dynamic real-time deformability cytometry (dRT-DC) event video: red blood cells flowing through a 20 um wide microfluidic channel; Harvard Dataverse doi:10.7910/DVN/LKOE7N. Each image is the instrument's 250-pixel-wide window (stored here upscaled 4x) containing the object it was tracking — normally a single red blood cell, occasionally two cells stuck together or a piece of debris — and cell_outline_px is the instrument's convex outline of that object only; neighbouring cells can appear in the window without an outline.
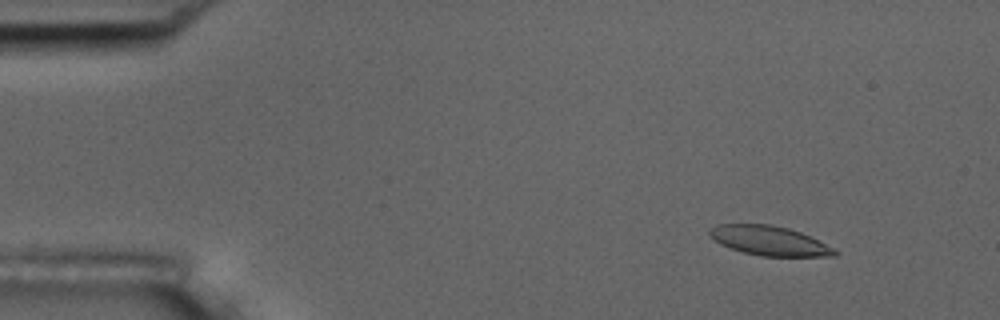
{"species": "common noctule bat (a hibernating species)", "species_latin": "Nyctalus noctula", "temperature_condition": "room temperature", "stored_images_in_passage": 56, "camera_frame_rate_fps": 3000, "um_per_image_px": 0.085, "animal": {"sex": "male", "body_mass_g": 17.5, "forearm_length_mm": 52.3}, "frame": {"image": 1, "passage_image": 7, "time_ms": 2.0, "image_size_px": [1000, 320], "cell_outline_px": [[840, 252], [836, 256], [760, 256], [744, 252], [720, 244], [708, 236], [708, 228], [716, 224], [772, 224], [788, 228], [800, 232]], "centroid_in_image_um": [65.32, 20.45], "position_along_channel_um": 19.7, "area_um2": 21.39}}
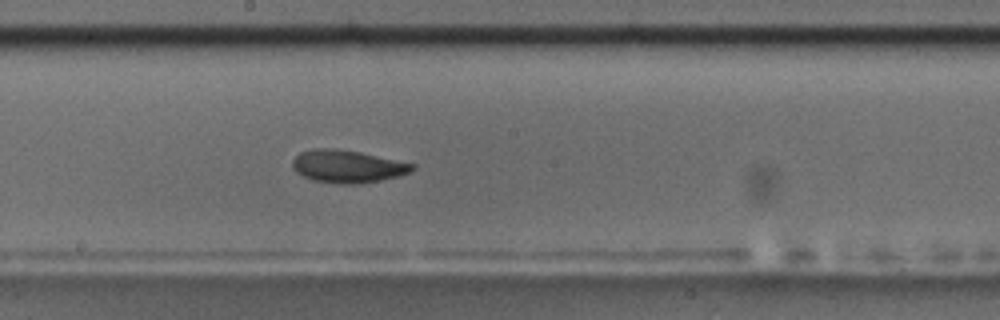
{"frame": {"image": 2, "passage_image": 31, "time_ms": 10.0, "image_size_px": [1000, 320], "cell_outline_px": [[416, 168], [412, 172], [400, 176], [380, 180], [356, 184], [344, 184], [312, 180], [296, 172], [292, 168], [292, 160], [300, 152], [316, 148], [332, 148], [360, 152], [416, 164]], "centroid_in_image_um": [29.56, 14.14], "position_along_channel_um": 218.6, "area_um2": 22.83}}
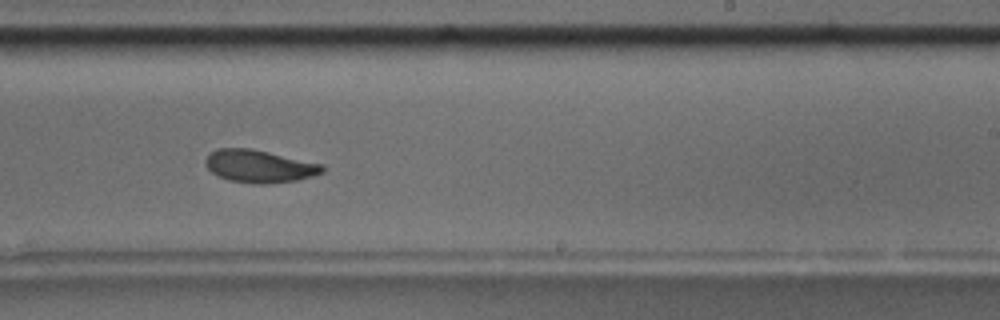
{"frame": {"image": 3, "passage_image": 35, "time_ms": 11.333, "image_size_px": [1000, 320], "cell_outline_px": [[324, 172], [312, 176], [296, 180], [268, 184], [252, 184], [228, 180], [212, 172], [204, 164], [204, 160], [216, 148], [252, 148], [324, 164]], "centroid_in_image_um": [22.05, 14.13], "position_along_channel_um": 266.9, "area_um2": 22.37}, "authors_computed_cell_mechanics": {"area_um2": 22.542, "velocity_mm_per_s": 3.6329, "shape_relaxation_time_tau1_ms": 6.1048, "shape_relaxation_time_tau2_ms": 2.7143, "deformation_change_tau1": 0.1504, "deformation_change_tau2": 0.0701}}